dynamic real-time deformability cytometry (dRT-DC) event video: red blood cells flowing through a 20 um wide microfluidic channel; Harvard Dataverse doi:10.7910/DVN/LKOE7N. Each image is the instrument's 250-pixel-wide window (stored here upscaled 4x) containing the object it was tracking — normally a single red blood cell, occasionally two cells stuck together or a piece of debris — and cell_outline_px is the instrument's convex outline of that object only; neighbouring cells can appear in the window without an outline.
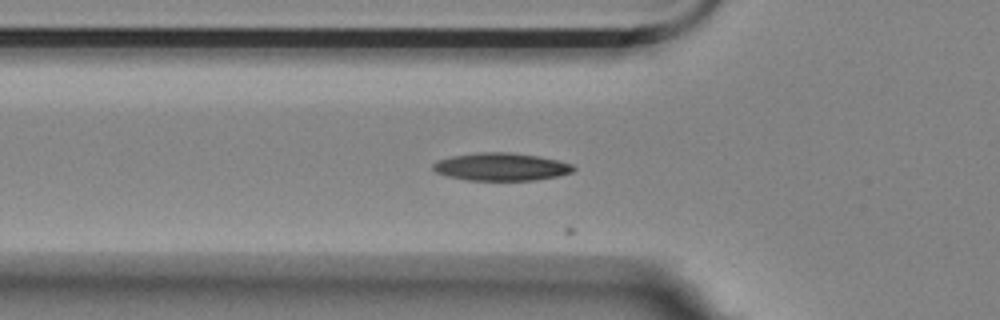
{"species": "Egyptian fruit bat (a non-hibernating species)", "species_latin": "Rousettus aegyptiacus", "temperature_condition": "room temperature", "stored_images_in_passage": 25, "camera_frame_rate_fps": 3000, "um_per_image_px": 0.085, "animal": {"sex": "female"}, "frame": {"image": 1, "passage_image": 18, "time_ms": 5.667, "image_size_px": [1000, 320], "cell_outline_px": [[576, 168], [572, 172], [560, 176], [536, 180], [468, 180], [448, 176], [436, 172], [432, 168], [432, 164], [436, 160], [452, 156], [476, 152], [512, 152], [536, 156], [556, 160], [572, 164]], "centroid_in_image_um": [42.58, 14.17], "position_along_channel_um": 83.2, "area_um2": 22.77}}